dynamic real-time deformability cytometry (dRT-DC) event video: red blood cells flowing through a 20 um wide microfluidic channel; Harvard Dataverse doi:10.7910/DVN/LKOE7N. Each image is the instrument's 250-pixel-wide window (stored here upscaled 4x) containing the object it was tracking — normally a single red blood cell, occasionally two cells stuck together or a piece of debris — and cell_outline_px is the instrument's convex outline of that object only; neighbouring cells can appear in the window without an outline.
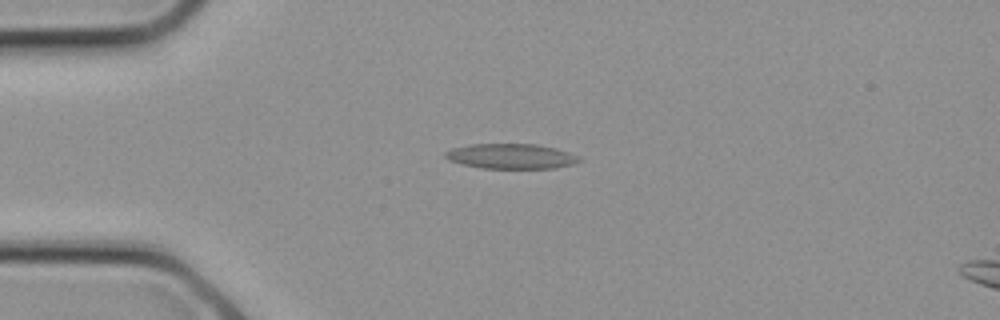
{"species": "common noctule bat (a hibernating species)", "species_latin": "Nyctalus noctula", "temperature_condition": "cold", "stored_images_in_passage": 8, "camera_frame_rate_fps": 3000, "um_per_image_px": 0.085, "animal": {"sex": "female", "body_mass_g": 21.9}, "frame": {"image": 1, "passage_image": 5, "time_ms": 1.333, "image_size_px": [1000, 320], "cell_outline_px": [[584, 160], [572, 164], [556, 168], [484, 168], [464, 164], [448, 160], [444, 156], [444, 152], [452, 148], [468, 144], [536, 144], [556, 148], [568, 152]], "centroid_in_image_um": [43.43, 13.27], "position_along_channel_um": 41.6, "area_um2": 19.48}}
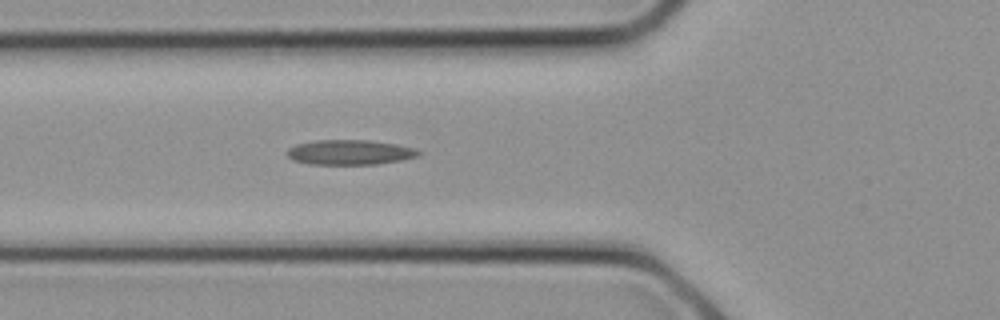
{"frame": {"image": 2, "passage_image": 8, "time_ms": 2.333, "image_size_px": [1000, 320], "cell_outline_px": [[424, 152], [420, 156], [400, 160], [376, 164], [308, 164], [292, 160], [284, 152], [288, 148], [296, 144], [316, 140], [368, 140], [396, 144], [416, 148]], "centroid_in_image_um": [29.74, 12.94], "position_along_channel_um": 96.1, "area_um2": 19.31}}